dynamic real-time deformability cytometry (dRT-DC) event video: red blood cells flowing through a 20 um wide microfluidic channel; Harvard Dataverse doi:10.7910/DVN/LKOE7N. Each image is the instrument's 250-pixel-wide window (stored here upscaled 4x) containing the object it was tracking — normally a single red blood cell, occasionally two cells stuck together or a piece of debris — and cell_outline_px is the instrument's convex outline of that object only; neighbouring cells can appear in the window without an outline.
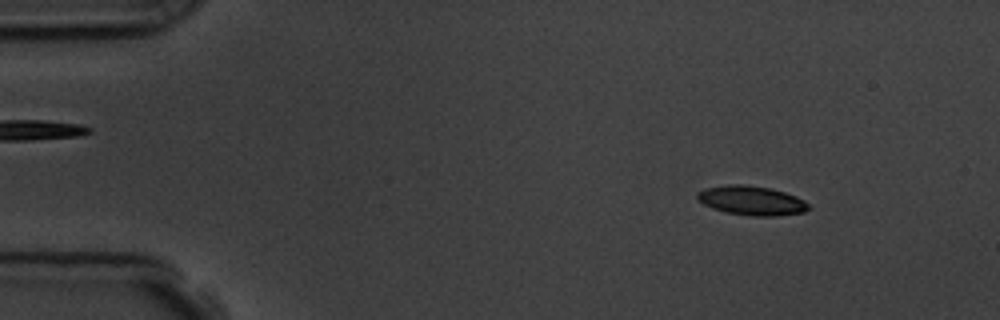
{"species": "common noctule bat (a hibernating species)", "species_latin": "Nyctalus noctula", "temperature_condition": "room temperature", "stored_images_in_passage": 57, "camera_frame_rate_fps": 3000, "um_per_image_px": 0.085, "animal": {"sex": "male", "body_mass_g": 19.5, "forearm_length_mm": 54.6}, "frame": {"image": 1, "passage_image": 7, "time_ms": 2.0, "image_size_px": [1000, 320], "cell_outline_px": [[812, 208], [804, 212], [776, 216], [752, 216], [724, 212], [712, 208], [704, 204], [696, 196], [696, 192], [704, 188], [728, 184], [744, 184], [768, 188], [784, 192], [796, 196], [804, 200]], "centroid_in_image_um": [63.88, 17.05], "position_along_channel_um": 21.1, "area_um2": 19.07}}
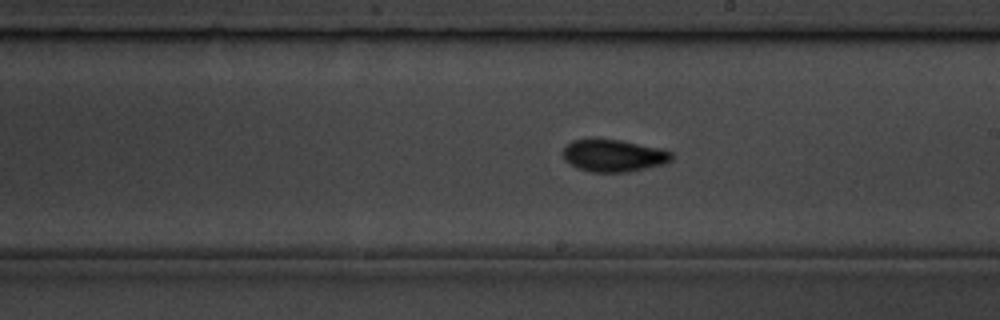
{"frame": {"image": 2, "passage_image": 32, "time_ms": 10.333, "image_size_px": [1000, 320], "cell_outline_px": [[672, 160], [664, 164], [628, 172], [588, 172], [576, 168], [564, 160], [560, 152], [572, 140], [588, 136], [592, 136], [620, 140], [660, 148], [672, 152]], "centroid_in_image_um": [52.07, 13.19], "position_along_channel_um": 236.9, "area_um2": 21.15}}
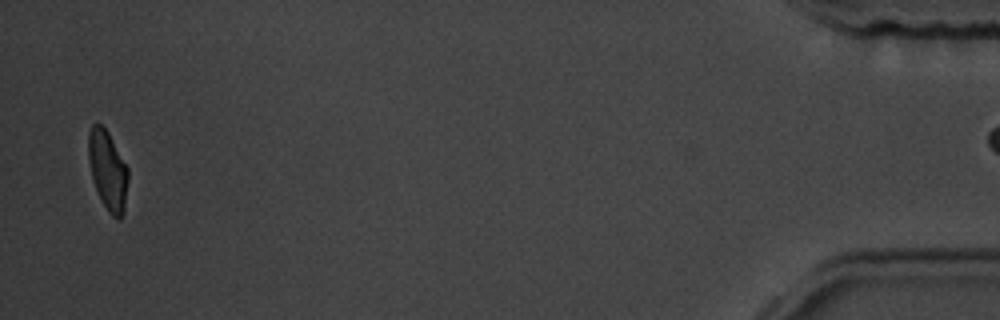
{"frame": {"image": 3, "passage_image": 55, "time_ms": 18.0, "image_size_px": [1000, 320], "cell_outline_px": [[128, 180], [124, 212], [120, 220], [116, 220], [108, 212], [92, 180], [88, 160], [88, 132], [92, 124], [100, 124], [108, 132], [128, 168]], "centroid_in_image_um": [9.16, 14.49], "position_along_channel_um": 426.0, "area_um2": 18.38}, "authors_computed_cell_mechanics": {"area_um2": 19.3052, "velocity_mm_per_s": 3.6295, "shape_relaxation_time_tau1_ms": 2.9193, "shape_relaxation_time_tau2_ms": 2.3156, "deformation_change_tau1": 0.1452, "deformation_change_tau2": 0.0857}}